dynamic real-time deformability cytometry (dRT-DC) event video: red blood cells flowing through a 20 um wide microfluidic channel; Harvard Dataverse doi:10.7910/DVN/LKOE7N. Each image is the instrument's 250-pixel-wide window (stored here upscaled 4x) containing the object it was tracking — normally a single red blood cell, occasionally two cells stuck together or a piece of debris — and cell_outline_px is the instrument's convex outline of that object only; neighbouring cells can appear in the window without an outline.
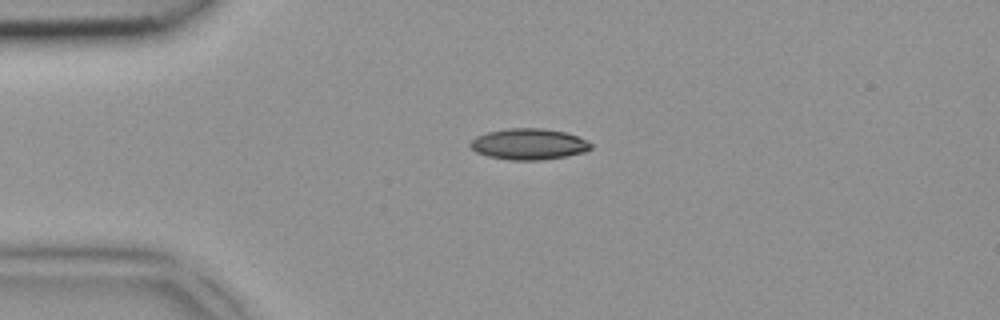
{"species": "common noctule bat (a hibernating species)", "species_latin": "Nyctalus noctula", "temperature_condition": "room temperature", "stored_images_in_passage": 4, "camera_frame_rate_fps": 3000, "um_per_image_px": 0.085, "animal": {"sex": "female", "body_mass_g": 18.4}, "frame": {"image": 1, "passage_image": 4, "time_ms": 1.0, "image_size_px": [1000, 320], "cell_outline_px": [[592, 148], [584, 152], [544, 160], [512, 160], [488, 156], [476, 152], [468, 144], [476, 136], [488, 132], [508, 128], [544, 128], [564, 132], [588, 140], [592, 144]], "centroid_in_image_um": [44.95, 12.25], "position_along_channel_um": 40.1, "area_um2": 21.79}}